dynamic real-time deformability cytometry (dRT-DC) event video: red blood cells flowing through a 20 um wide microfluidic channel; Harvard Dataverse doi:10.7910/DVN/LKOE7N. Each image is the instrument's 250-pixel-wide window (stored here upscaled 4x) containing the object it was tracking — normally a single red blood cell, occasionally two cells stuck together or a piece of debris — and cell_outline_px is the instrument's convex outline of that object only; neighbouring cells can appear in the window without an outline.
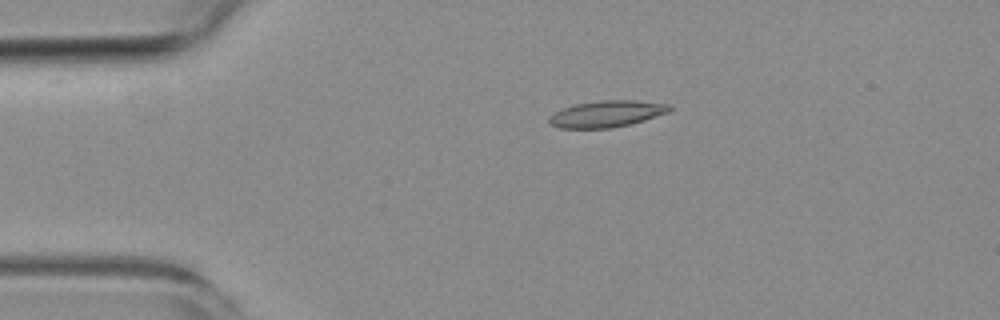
{"species": "common noctule bat (a hibernating species)", "species_latin": "Nyctalus noctula", "temperature_condition": "room temperature", "stored_images_in_passage": 2, "camera_frame_rate_fps": 3000, "um_per_image_px": 0.085, "animal": {"sex": "female", "body_mass_g": 19.3, "forearm_length_mm": 54.1}, "frame": {"image": 1, "passage_image": 1, "time_ms": 0.0, "image_size_px": [1000, 320], "cell_outline_px": [[672, 108], [668, 112], [644, 120], [612, 128], [560, 128], [548, 124], [548, 116], [564, 108], [576, 104], [604, 100], [632, 100], [668, 104]], "centroid_in_image_um": [51.53, 9.68], "position_along_channel_um": 33.5, "area_um2": 18.38}}